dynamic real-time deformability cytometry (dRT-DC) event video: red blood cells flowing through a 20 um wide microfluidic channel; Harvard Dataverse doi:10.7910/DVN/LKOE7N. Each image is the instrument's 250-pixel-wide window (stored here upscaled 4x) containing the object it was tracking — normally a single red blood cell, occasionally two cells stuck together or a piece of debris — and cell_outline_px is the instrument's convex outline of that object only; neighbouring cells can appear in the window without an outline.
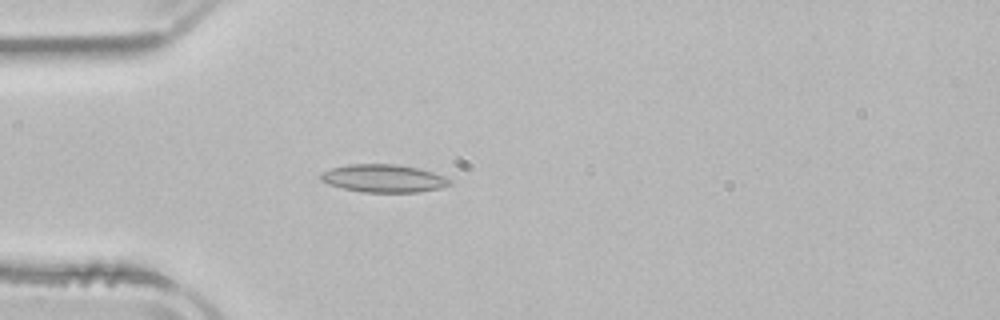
{"species": "common noctule bat (a hibernating species)", "species_latin": "Nyctalus noctula", "temperature_condition": "room temperature", "stored_images_in_passage": 3, "camera_frame_rate_fps": 3000, "um_per_image_px": 0.085, "animal": {"sex": "male", "body_mass_g": 21.5, "forearm_length_mm": 52.0}, "frame": {"image": 1, "passage_image": 3, "time_ms": 3.0, "image_size_px": [1000, 320], "cell_outline_px": [[452, 184], [440, 188], [420, 192], [364, 192], [344, 188], [328, 184], [320, 180], [320, 172], [332, 168], [348, 164], [396, 164], [416, 168], [432, 172], [444, 176], [452, 180]], "centroid_in_image_um": [32.61, 15.16], "position_along_channel_um": 52.4, "area_um2": 20.92}}